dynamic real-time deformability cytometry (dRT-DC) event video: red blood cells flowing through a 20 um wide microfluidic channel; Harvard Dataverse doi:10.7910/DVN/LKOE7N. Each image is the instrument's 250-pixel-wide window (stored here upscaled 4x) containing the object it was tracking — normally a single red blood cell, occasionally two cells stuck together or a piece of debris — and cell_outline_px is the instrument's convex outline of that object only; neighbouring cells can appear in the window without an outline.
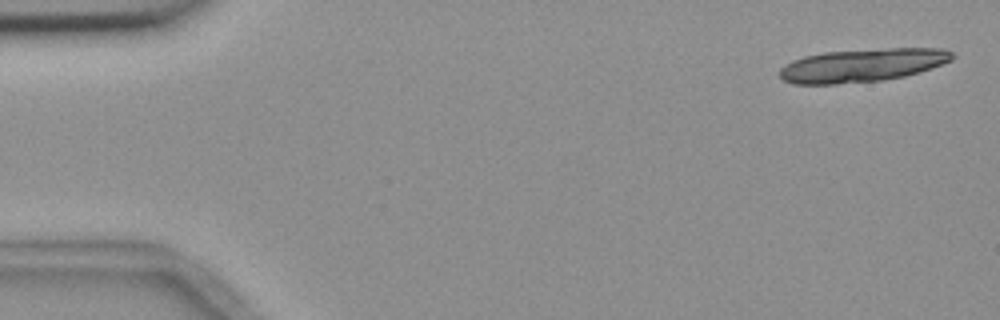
{"species": "common noctule bat (a hibernating species)", "species_latin": "Nyctalus noctula", "temperature_condition": "room temperature", "stored_images_in_passage": 6, "camera_frame_rate_fps": 3000, "um_per_image_px": 0.085, "animal": {"sex": "female", "body_mass_g": 18.4}, "frame": {"image": 1, "passage_image": 1, "time_ms": 0.0, "image_size_px": [1000, 320], "cell_outline_px": [[956, 56], [952, 60], [904, 76], [884, 80], [836, 84], [792, 84], [784, 80], [780, 76], [780, 68], [784, 64], [792, 60], [804, 56], [824, 52], [888, 48], [944, 48], [952, 52]], "centroid_in_image_um": [73.26, 5.54], "position_along_channel_um": 11.7, "area_um2": 33.35}}